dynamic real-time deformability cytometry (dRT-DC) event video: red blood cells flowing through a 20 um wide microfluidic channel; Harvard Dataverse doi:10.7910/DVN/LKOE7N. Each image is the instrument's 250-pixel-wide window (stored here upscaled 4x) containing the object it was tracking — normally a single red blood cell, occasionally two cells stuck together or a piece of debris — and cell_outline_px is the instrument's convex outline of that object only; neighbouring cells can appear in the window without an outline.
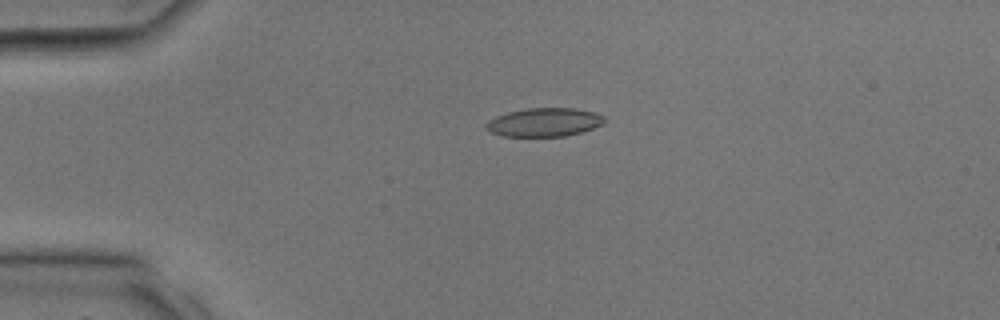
{"species": "common noctule bat (a hibernating species)", "species_latin": "Nyctalus noctula", "temperature_condition": "room temperature", "stored_images_in_passage": 25, "camera_frame_rate_fps": 3000, "um_per_image_px": 0.085, "animal": {"sex": "male", "body_mass_g": 17.9, "forearm_length_mm": 54.2}, "frame": {"image": 1, "passage_image": 1, "time_ms": 0.0, "image_size_px": [1000, 320], "cell_outline_px": [[608, 120], [604, 124], [580, 132], [564, 136], [504, 136], [492, 132], [484, 128], [484, 124], [488, 120], [496, 116], [508, 112], [528, 108], [576, 108], [592, 112], [604, 116]], "centroid_in_image_um": [46.26, 10.38], "position_along_channel_um": 38.7, "area_um2": 19.71}}
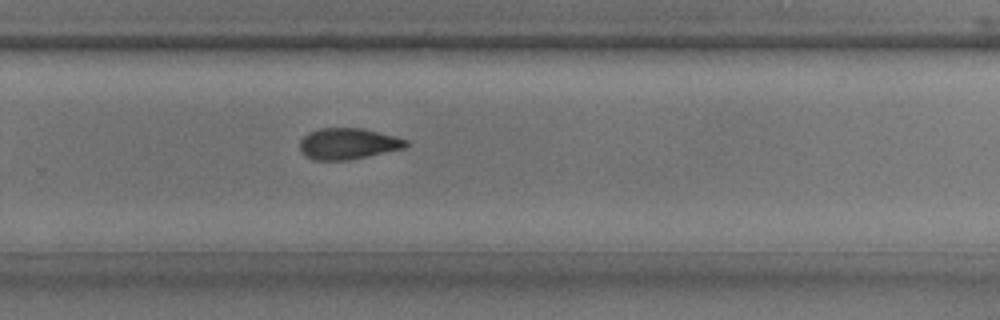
{"frame": {"image": 2, "passage_image": 15, "time_ms": 4.667, "image_size_px": [1000, 320], "cell_outline_px": [[408, 144], [404, 148], [348, 160], [312, 160], [304, 156], [300, 152], [300, 140], [308, 132], [320, 128], [364, 128], [408, 140]], "centroid_in_image_um": [29.53, 12.21], "position_along_channel_um": 300.3, "area_um2": 19.31}}
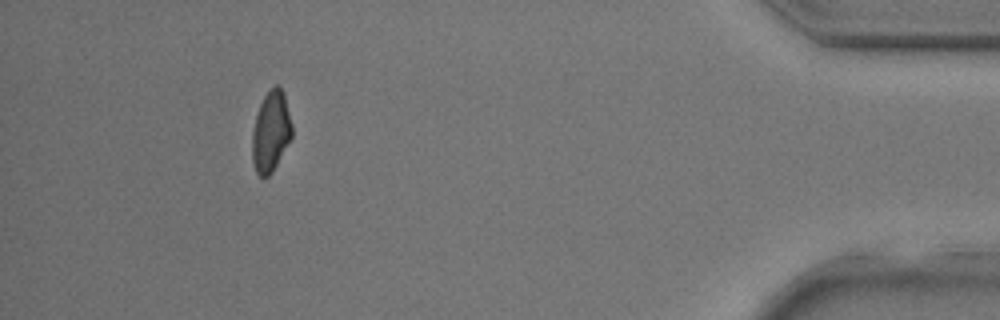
{"frame": {"image": 3, "passage_image": 23, "time_ms": 7.333, "image_size_px": [1000, 320], "cell_outline_px": [[292, 136], [272, 172], [268, 176], [260, 176], [256, 172], [252, 160], [252, 132], [256, 116], [260, 104], [264, 96], [276, 84], [280, 84], [284, 92], [292, 124]], "centroid_in_image_um": [23.03, 11.16], "position_along_channel_um": 412.2, "area_um2": 18.61}}